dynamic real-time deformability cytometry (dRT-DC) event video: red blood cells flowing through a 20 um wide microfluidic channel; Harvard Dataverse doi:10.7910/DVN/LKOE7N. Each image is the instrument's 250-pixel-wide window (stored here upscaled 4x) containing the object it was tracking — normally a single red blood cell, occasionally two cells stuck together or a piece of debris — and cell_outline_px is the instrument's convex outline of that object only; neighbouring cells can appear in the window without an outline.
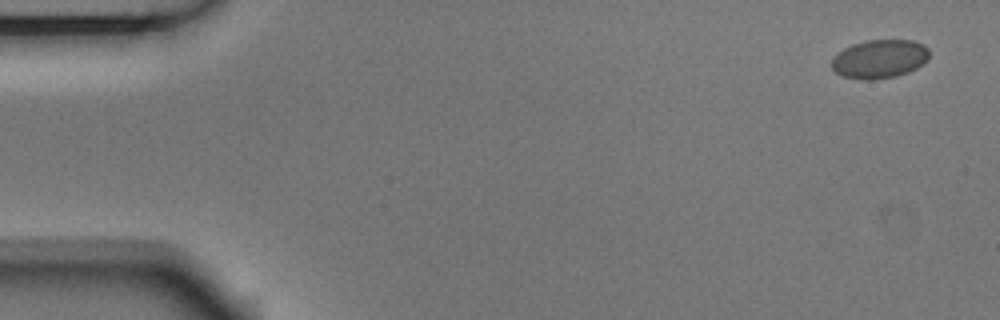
{"species": "Egyptian fruit bat (a non-hibernating species)", "species_latin": "Rousettus aegyptiacus", "temperature_condition": "room temperature", "stored_images_in_passage": 7, "camera_frame_rate_fps": 3000, "um_per_image_px": 0.085, "animal": {"sex": "male"}, "frame": {"image": 1, "passage_image": 1, "time_ms": 0.0, "image_size_px": [1000, 320], "cell_outline_px": [[928, 60], [916, 68], [908, 72], [896, 76], [872, 80], [860, 80], [844, 76], [836, 72], [832, 68], [832, 56], [844, 48], [852, 44], [864, 40], [912, 40], [924, 44], [928, 48]], "centroid_in_image_um": [74.75, 5.0], "position_along_channel_um": 10.2, "area_um2": 22.14}}
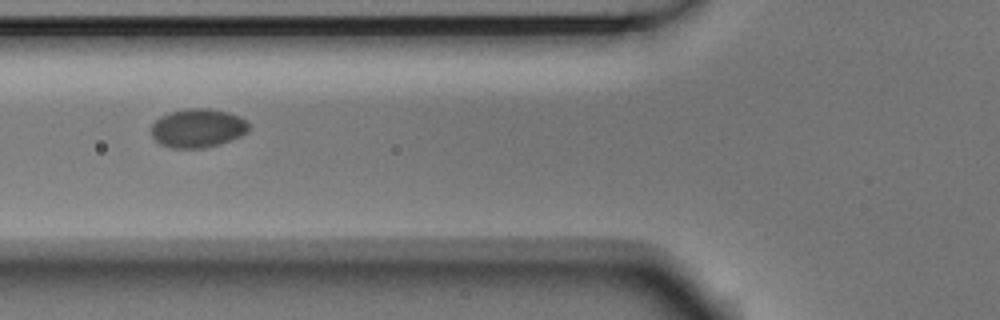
{"frame": {"image": 2, "passage_image": 6, "time_ms": 1.667, "image_size_px": [1000, 320], "cell_outline_px": [[252, 128], [248, 132], [240, 136], [220, 144], [204, 148], [172, 148], [160, 144], [152, 136], [148, 128], [160, 116], [168, 112], [188, 108], [208, 108], [228, 112], [240, 116], [248, 120]], "centroid_in_image_um": [16.82, 10.88], "position_along_channel_um": 109.0, "area_um2": 22.54}}
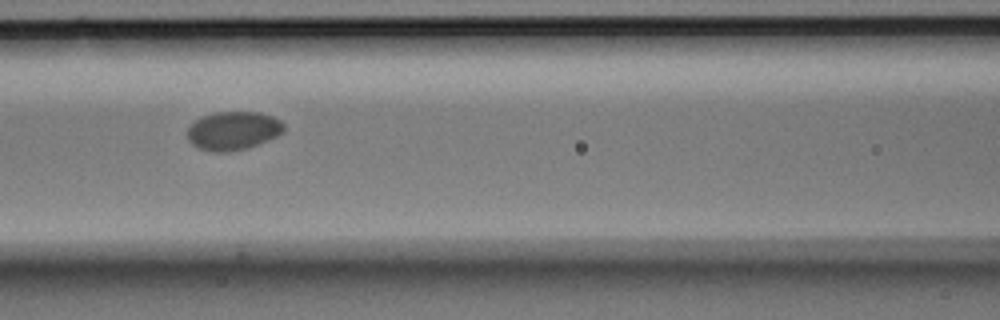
{"frame": {"image": 3, "passage_image": 7, "time_ms": 2.0, "image_size_px": [1000, 320], "cell_outline_px": [[284, 132], [268, 140], [248, 148], [232, 152], [212, 152], [196, 148], [188, 140], [188, 128], [200, 116], [216, 112], [260, 112], [272, 116], [280, 120], [284, 124]], "centroid_in_image_um": [19.81, 11.12], "position_along_channel_um": 146.8, "area_um2": 21.91}}